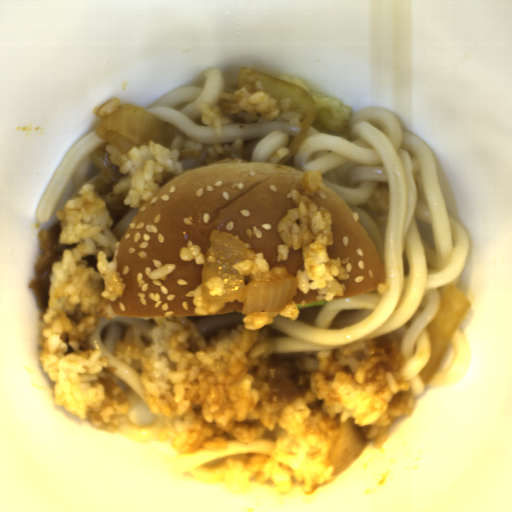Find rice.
Instances as JSON below:
<instances>
[{
	"label": "rice",
	"mask_w": 512,
	"mask_h": 512,
	"mask_svg": "<svg viewBox=\"0 0 512 512\" xmlns=\"http://www.w3.org/2000/svg\"><path fill=\"white\" fill-rule=\"evenodd\" d=\"M148 345L114 344L117 360L133 367L142 361L140 381L151 414L172 412L183 420L161 431L182 455L225 449L231 439L265 437L274 430L270 454L227 455L196 467L183 477L226 484L247 495L255 484L286 495L294 486L317 493L341 478L326 456L340 423L351 419L376 437L391 418L409 413L417 402L401 371L406 360L397 340L379 347L376 340H357L335 351L315 353L303 393L304 410L288 394L287 379L275 359H249L259 330L237 324L219 331L207 346L198 326L186 317L154 318Z\"/></svg>",
	"instance_id": "rice-1"
},
{
	"label": "rice",
	"mask_w": 512,
	"mask_h": 512,
	"mask_svg": "<svg viewBox=\"0 0 512 512\" xmlns=\"http://www.w3.org/2000/svg\"><path fill=\"white\" fill-rule=\"evenodd\" d=\"M203 143L174 138L169 148L148 140V145L132 147L124 154L111 144L104 146L108 160L118 166L122 175L105 197L98 194L96 185L84 184L77 194L68 198L62 210L56 211L60 221L58 243L78 246L62 250L60 261L51 264L48 285V308L42 321L49 324L37 337V360L48 377L56 383L54 400L58 407L90 421L100 433L116 434L121 421L132 410L129 402L118 403L104 393L101 383L81 387V375L101 374L109 367L104 352L92 350L87 340L99 321L97 308L103 300L116 302L126 284L118 272V251L115 242L110 261L103 249L111 241L102 235L115 218L124 216L131 208H142L161 191L169 175L184 173L179 158L200 159Z\"/></svg>",
	"instance_id": "rice-2"
},
{
	"label": "rice",
	"mask_w": 512,
	"mask_h": 512,
	"mask_svg": "<svg viewBox=\"0 0 512 512\" xmlns=\"http://www.w3.org/2000/svg\"><path fill=\"white\" fill-rule=\"evenodd\" d=\"M323 170H307L298 182L302 194L292 189L287 195L297 206L286 210L276 227L277 236L283 245H277V262L287 261L290 249L303 251V266L295 276L284 265L270 264L264 254L255 253L253 260H243L232 264L231 269L242 277H253L254 281L295 279L296 287L304 293L318 290L316 300H331L344 297V289L339 280H348L350 275L343 267L341 257L331 259L328 246L334 244L333 217L324 206L318 209L315 202L308 199L324 189ZM338 279H335V278Z\"/></svg>",
	"instance_id": "rice-3"
},
{
	"label": "rice",
	"mask_w": 512,
	"mask_h": 512,
	"mask_svg": "<svg viewBox=\"0 0 512 512\" xmlns=\"http://www.w3.org/2000/svg\"><path fill=\"white\" fill-rule=\"evenodd\" d=\"M220 107H211L209 103L197 102L200 111V122L214 126L217 137L223 136L224 124H233L235 119H243L244 124H253L259 115L262 121H274L281 114L288 125L299 124L305 119L301 111H292L290 98L276 100L268 94L260 80L257 83H246L238 92L222 91L219 96Z\"/></svg>",
	"instance_id": "rice-4"
},
{
	"label": "rice",
	"mask_w": 512,
	"mask_h": 512,
	"mask_svg": "<svg viewBox=\"0 0 512 512\" xmlns=\"http://www.w3.org/2000/svg\"><path fill=\"white\" fill-rule=\"evenodd\" d=\"M245 150V141L236 139L233 143L225 144L223 147L219 144H213L207 149L208 156L205 159L206 164L216 162L223 158H240L242 159Z\"/></svg>",
	"instance_id": "rice-5"
},
{
	"label": "rice",
	"mask_w": 512,
	"mask_h": 512,
	"mask_svg": "<svg viewBox=\"0 0 512 512\" xmlns=\"http://www.w3.org/2000/svg\"><path fill=\"white\" fill-rule=\"evenodd\" d=\"M185 296H191L193 299L192 304L195 305L193 312L197 315H209L213 313H219L222 309L226 307V304L223 305H209L203 303L202 301V284L196 286L195 290H190L186 293Z\"/></svg>",
	"instance_id": "rice-6"
},
{
	"label": "rice",
	"mask_w": 512,
	"mask_h": 512,
	"mask_svg": "<svg viewBox=\"0 0 512 512\" xmlns=\"http://www.w3.org/2000/svg\"><path fill=\"white\" fill-rule=\"evenodd\" d=\"M178 256L184 262H190L194 259L197 266L205 264V254L199 244H194L190 239L187 240L186 247H179Z\"/></svg>",
	"instance_id": "rice-7"
},
{
	"label": "rice",
	"mask_w": 512,
	"mask_h": 512,
	"mask_svg": "<svg viewBox=\"0 0 512 512\" xmlns=\"http://www.w3.org/2000/svg\"><path fill=\"white\" fill-rule=\"evenodd\" d=\"M204 285L208 288L209 294L213 297H219L227 294V289H224L223 286V279L221 276H216L213 278H210L206 282H204Z\"/></svg>",
	"instance_id": "rice-8"
},
{
	"label": "rice",
	"mask_w": 512,
	"mask_h": 512,
	"mask_svg": "<svg viewBox=\"0 0 512 512\" xmlns=\"http://www.w3.org/2000/svg\"><path fill=\"white\" fill-rule=\"evenodd\" d=\"M121 100L117 96L112 97L111 100L105 101L96 109V116L104 118L109 114L113 113L120 106Z\"/></svg>",
	"instance_id": "rice-9"
},
{
	"label": "rice",
	"mask_w": 512,
	"mask_h": 512,
	"mask_svg": "<svg viewBox=\"0 0 512 512\" xmlns=\"http://www.w3.org/2000/svg\"><path fill=\"white\" fill-rule=\"evenodd\" d=\"M177 265L176 263H164L161 266L157 267L153 271L150 272L149 278L151 280H159L165 278L169 274L175 271Z\"/></svg>",
	"instance_id": "rice-10"
}]
</instances>
